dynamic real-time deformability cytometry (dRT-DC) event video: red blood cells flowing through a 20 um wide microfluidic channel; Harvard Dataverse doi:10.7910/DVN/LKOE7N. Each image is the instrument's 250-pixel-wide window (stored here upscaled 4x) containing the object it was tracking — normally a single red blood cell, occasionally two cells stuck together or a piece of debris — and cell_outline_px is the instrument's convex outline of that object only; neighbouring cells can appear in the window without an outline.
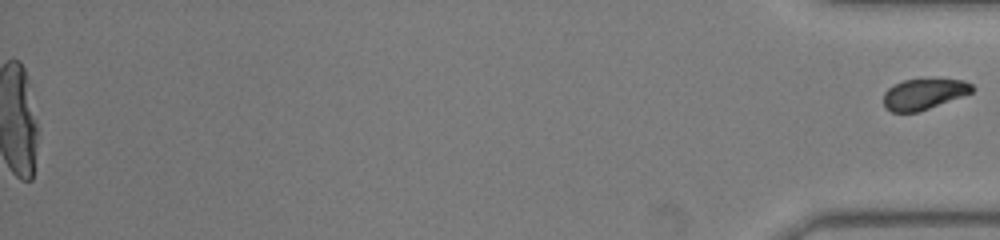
{"species": "common noctule bat (a hibernating species)", "species_latin": "Nyctalus noctula", "temperature_condition": "warm", "stored_images_in_passage": 50, "segment_of_instrument_passage": [2, 2], "camera_frame_rate_fps": 3000, "um_per_image_px": 0.085, "animal": {"sex": "male", "body_mass_g": 19.0, "forearm_length_mm": 50.8}, "frame": {"image": 1, "passage_image": 50, "time_ms": 16.333, "image_size_px": [1000, 240], "cell_outline_px": [[976, 88], [972, 92], [928, 108], [916, 112], [892, 112], [884, 108], [884, 92], [888, 88], [904, 80], [928, 76], [936, 76], [964, 80], [972, 84]], "centroid_in_image_um": [78.55, 7.92], "position_along_channel_um": 356.6, "area_um2": 16.47}}